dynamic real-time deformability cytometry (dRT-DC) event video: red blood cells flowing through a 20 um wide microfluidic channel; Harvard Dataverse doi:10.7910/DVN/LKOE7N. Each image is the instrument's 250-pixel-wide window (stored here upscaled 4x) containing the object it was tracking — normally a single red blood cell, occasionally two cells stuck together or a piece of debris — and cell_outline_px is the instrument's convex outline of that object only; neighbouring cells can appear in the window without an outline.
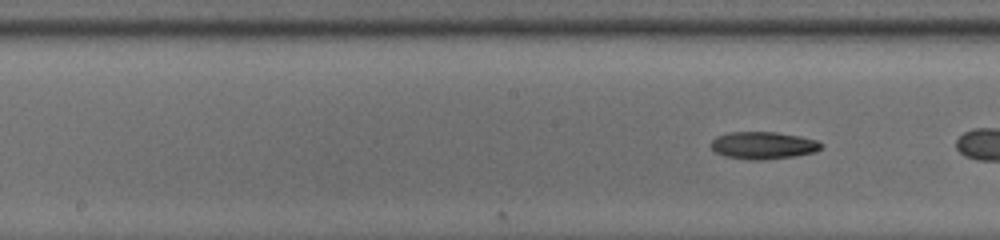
{"species": "common noctule bat (a hibernating species)", "species_latin": "Nyctalus noctula", "temperature_condition": "room temperature", "stored_images_in_passage": 10, "camera_frame_rate_fps": 3000, "um_per_image_px": 0.085, "animal": {"sex": "male", "body_mass_g": 13.0, "forearm_length_mm": 53.1}, "frame": {"image": 1, "passage_image": 10, "time_ms": 3.0, "image_size_px": [1000, 240], "cell_outline_px": [[824, 144], [816, 152], [796, 156], [764, 160], [752, 160], [724, 156], [716, 152], [712, 148], [712, 140], [716, 136], [728, 132], [776, 132], [800, 136], [816, 140]], "centroid_in_image_um": [64.89, 12.36], "position_along_channel_um": 183.3, "area_um2": 17.63}}